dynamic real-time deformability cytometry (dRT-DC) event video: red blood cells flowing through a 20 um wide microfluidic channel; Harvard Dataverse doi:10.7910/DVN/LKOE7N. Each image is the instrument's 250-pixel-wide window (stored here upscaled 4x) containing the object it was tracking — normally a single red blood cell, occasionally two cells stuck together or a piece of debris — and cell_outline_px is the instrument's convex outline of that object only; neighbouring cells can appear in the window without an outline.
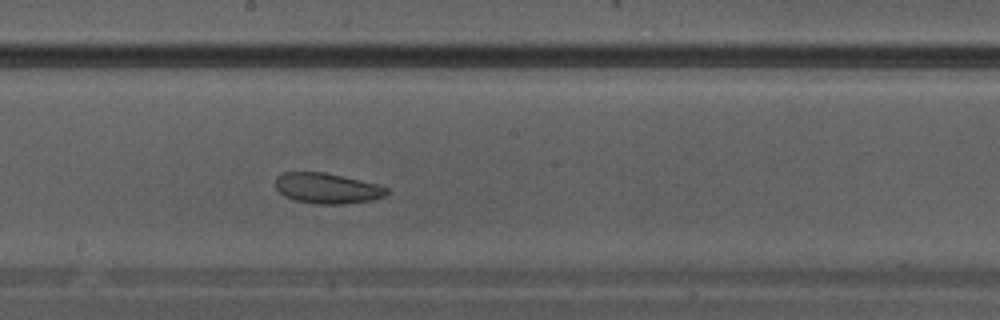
{"species": "Egyptian fruit bat (a non-hibernating species)", "species_latin": "Rousettus aegyptiacus", "temperature_condition": "warm", "stored_images_in_passage": 13, "camera_frame_rate_fps": 3000, "um_per_image_px": 0.085, "animal": {"sex": "male"}, "frame": {"image": 1, "passage_image": 13, "time_ms": 4.0, "image_size_px": [1000, 320], "cell_outline_px": [[388, 192], [384, 196], [372, 200], [344, 204], [316, 204], [296, 200], [284, 196], [276, 188], [276, 176], [280, 172], [324, 172], [380, 184], [388, 188]], "centroid_in_image_um": [27.81, 16.0], "position_along_channel_um": 220.4, "area_um2": 19.88}}